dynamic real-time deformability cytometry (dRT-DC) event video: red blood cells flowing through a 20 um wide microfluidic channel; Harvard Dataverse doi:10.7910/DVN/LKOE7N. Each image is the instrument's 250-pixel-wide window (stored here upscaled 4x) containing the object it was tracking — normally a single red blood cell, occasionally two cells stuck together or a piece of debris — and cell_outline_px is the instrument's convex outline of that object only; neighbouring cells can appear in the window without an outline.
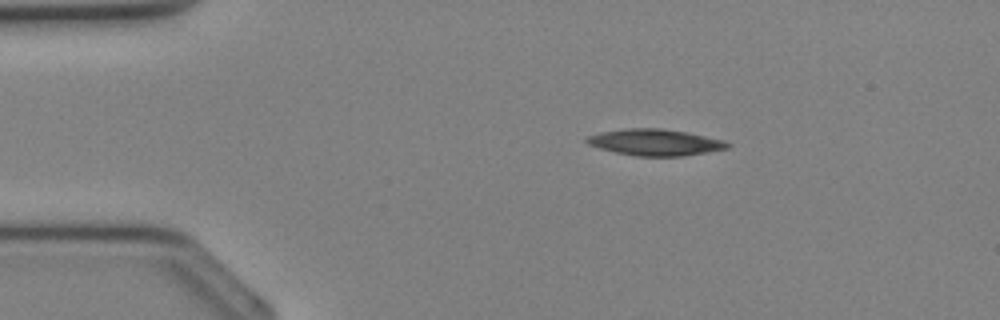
{"species": "Egyptian fruit bat (a non-hibernating species)", "species_latin": "Rousettus aegyptiacus", "temperature_condition": "cold", "stored_images_in_passage": 34, "camera_frame_rate_fps": 3000, "um_per_image_px": 0.085, "animal": {"sex": "female"}, "frame": {"image": 1, "passage_image": 5, "time_ms": 1.333, "image_size_px": [1000, 320], "cell_outline_px": [[732, 144], [728, 148], [708, 152], [680, 156], [636, 156], [616, 152], [600, 148], [588, 144], [584, 140], [588, 136], [600, 132], [624, 128], [660, 128], [688, 132], [724, 140]], "centroid_in_image_um": [55.7, 12.09], "position_along_channel_um": 29.3, "area_um2": 21.68}}
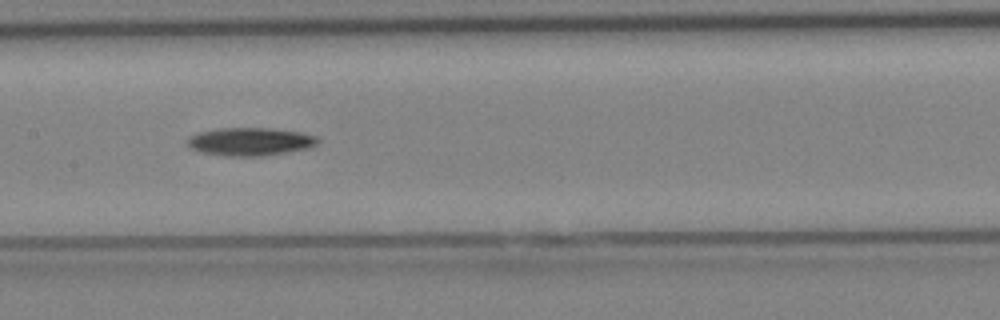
{"frame": {"image": 2, "passage_image": 16, "time_ms": 5.0, "image_size_px": [1000, 320], "cell_outline_px": [[320, 140], [316, 144], [308, 148], [288, 152], [264, 156], [224, 156], [200, 152], [192, 148], [188, 144], [188, 140], [196, 132], [216, 128], [268, 128], [300, 132], [316, 136]], "centroid_in_image_um": [21.26, 12.04], "position_along_channel_um": 186.1, "area_um2": 21.33}}
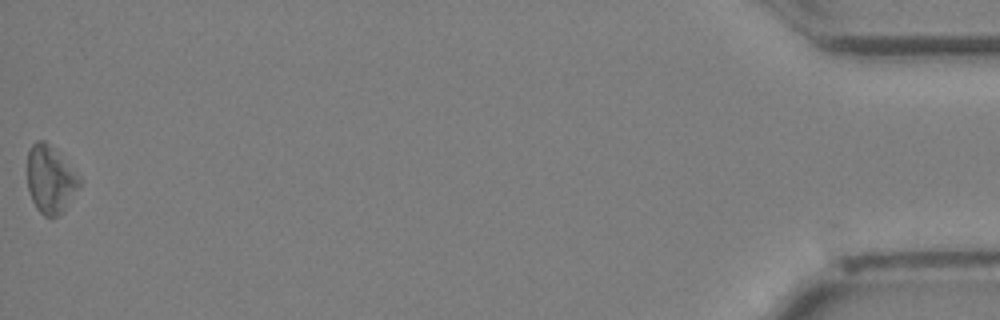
{"frame": {"image": 3, "passage_image": 34, "time_ms": 11.0, "image_size_px": [1000, 320], "cell_outline_px": [[80, 184], [64, 212], [56, 216], [44, 216], [36, 208], [32, 200], [28, 188], [28, 152], [32, 144], [36, 140], [44, 140], [80, 176]], "centroid_in_image_um": [4.27, 15.28], "position_along_channel_um": 430.9, "area_um2": 20.17}}